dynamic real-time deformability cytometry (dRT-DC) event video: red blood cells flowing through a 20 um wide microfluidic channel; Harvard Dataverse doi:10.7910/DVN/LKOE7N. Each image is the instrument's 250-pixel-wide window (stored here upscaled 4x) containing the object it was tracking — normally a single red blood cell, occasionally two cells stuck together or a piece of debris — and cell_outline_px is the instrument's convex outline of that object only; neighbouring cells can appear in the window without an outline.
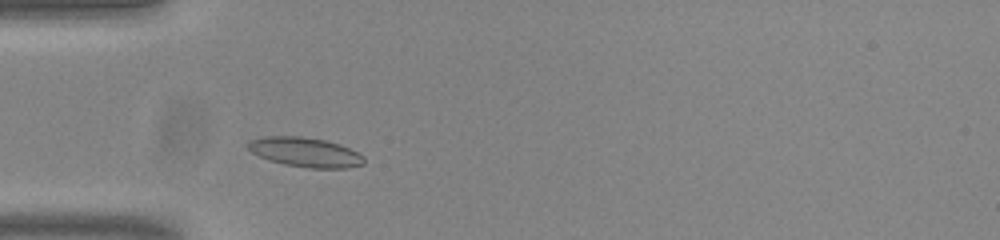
{"species": "common noctule bat (a hibernating species)", "species_latin": "Nyctalus noctula", "temperature_condition": "room temperature", "stored_images_in_passage": 43, "camera_frame_rate_fps": 3000, "um_per_image_px": 0.085, "animal": {"sex": "male", "body_mass_g": 20.0, "forearm_length_mm": 53.3}, "frame": {"image": 1, "passage_image": 6, "time_ms": 1.667, "image_size_px": [1000, 240], "cell_outline_px": [[364, 164], [348, 168], [308, 168], [284, 164], [268, 160], [252, 152], [244, 144], [248, 140], [264, 136], [300, 136], [324, 140], [340, 144], [364, 156]], "centroid_in_image_um": [25.91, 12.93], "position_along_channel_um": 59.1, "area_um2": 20.06}}
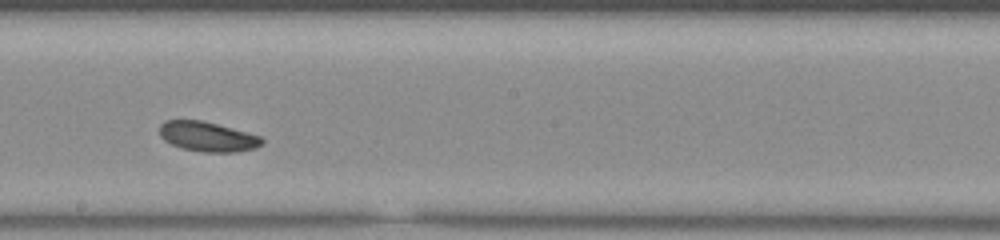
{"frame": {"image": 2, "passage_image": 20, "time_ms": 6.333, "image_size_px": [1000, 240], "cell_outline_px": [[264, 144], [256, 148], [236, 152], [204, 152], [180, 148], [164, 140], [160, 136], [160, 124], [164, 120], [200, 120], [232, 128], [260, 136], [264, 140]], "centroid_in_image_um": [17.64, 11.62], "position_along_channel_um": 230.6, "area_um2": 17.8}}
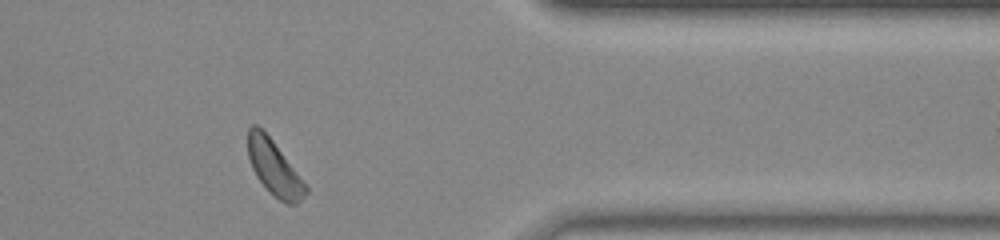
{"frame": {"image": 3, "passage_image": 34, "time_ms": 11.0, "image_size_px": [1000, 240], "cell_outline_px": [[308, 192], [296, 204], [288, 204], [280, 200], [256, 176], [252, 168], [248, 156], [248, 128], [252, 124], [256, 124], [272, 140], [308, 188]], "centroid_in_image_um": [23.29, 14.25], "position_along_channel_um": 388.1, "area_um2": 17.74}, "authors_computed_cell_mechanics": {"area_um2": 18.4382, "velocity_mm_per_s": 3.7644, "shape_relaxation_time_tau1_ms": 2.4532, "shape_relaxation_time_tau2_ms": null, "deformation_change_tau1": 0.0498, "deformation_change_tau2": null}}